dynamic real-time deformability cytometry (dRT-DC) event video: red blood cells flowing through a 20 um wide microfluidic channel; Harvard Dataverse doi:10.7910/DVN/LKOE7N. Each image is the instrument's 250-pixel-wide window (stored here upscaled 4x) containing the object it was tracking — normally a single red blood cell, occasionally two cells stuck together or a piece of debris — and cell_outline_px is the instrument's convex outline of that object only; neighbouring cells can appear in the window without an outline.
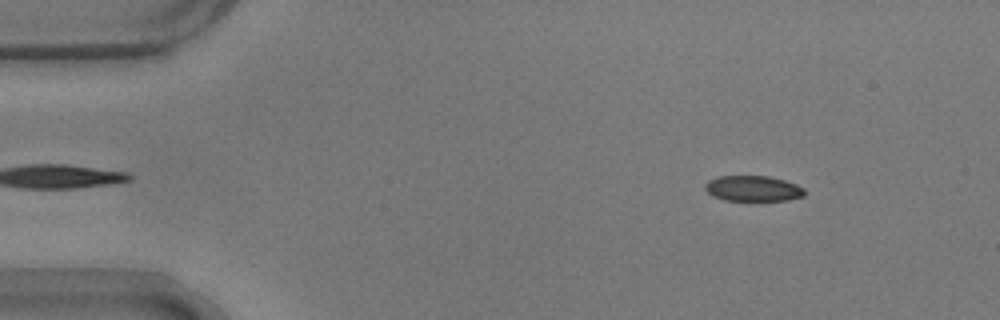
{"species": "common noctule bat (a hibernating species)", "species_latin": "Nyctalus noctula", "temperature_condition": "warm", "stored_images_in_passage": 40, "camera_frame_rate_fps": 3000, "um_per_image_px": 0.085, "animal": {"sex": "male", "body_mass_g": 17.9}, "frame": {"image": 1, "passage_image": 4, "time_ms": 1.0, "image_size_px": [1000, 320], "cell_outline_px": [[804, 196], [788, 200], [724, 200], [712, 196], [704, 188], [704, 184], [708, 180], [716, 176], [768, 176], [784, 180], [796, 184], [804, 188]], "centroid_in_image_um": [63.97, 16.01], "position_along_channel_um": 21.0, "area_um2": 14.85}}
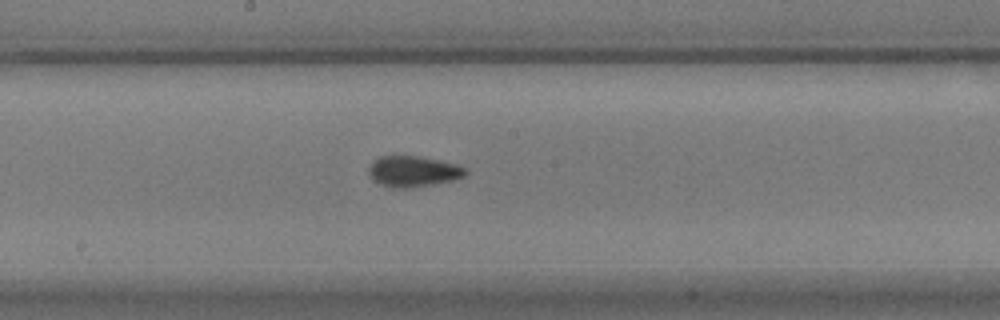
{"frame": {"image": 2, "passage_image": 26, "time_ms": 8.333, "image_size_px": [1000, 320], "cell_outline_px": [[468, 172], [464, 176], [456, 180], [412, 188], [392, 188], [380, 184], [368, 172], [368, 168], [372, 160], [380, 156], [420, 156], [456, 164], [468, 168]], "centroid_in_image_um": [35.15, 14.57], "position_along_channel_um": 213.0, "area_um2": 17.57}}
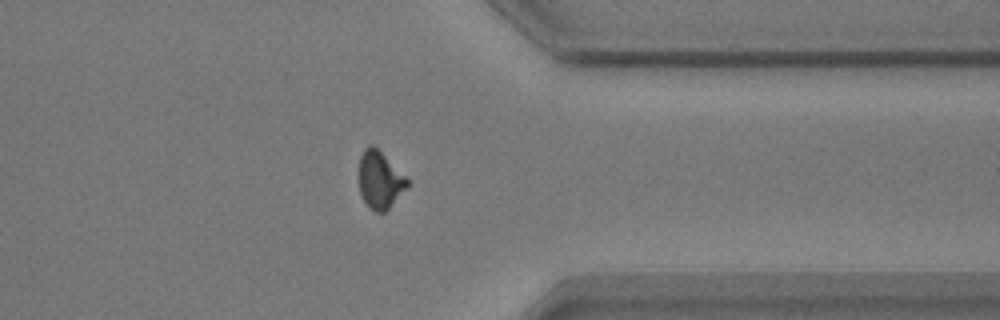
{"frame": {"image": 3, "passage_image": 40, "time_ms": 13.0, "image_size_px": [1000, 320], "cell_outline_px": [[412, 180], [388, 208], [384, 212], [376, 212], [368, 208], [360, 192], [360, 156], [364, 148], [368, 144], [372, 144]], "centroid_in_image_um": [32.31, 15.27], "position_along_channel_um": 379.1, "area_um2": 16.07}, "authors_computed_cell_mechanics": {"area_um2": 16.5886, "velocity_mm_per_s": 3.7192, "shape_relaxation_time_tau1_ms": 9.409, "shape_relaxation_time_tau2_ms": 1.0604, "deformation_change_tau1": 0.2182, "deformation_change_tau2": 0.0559}}